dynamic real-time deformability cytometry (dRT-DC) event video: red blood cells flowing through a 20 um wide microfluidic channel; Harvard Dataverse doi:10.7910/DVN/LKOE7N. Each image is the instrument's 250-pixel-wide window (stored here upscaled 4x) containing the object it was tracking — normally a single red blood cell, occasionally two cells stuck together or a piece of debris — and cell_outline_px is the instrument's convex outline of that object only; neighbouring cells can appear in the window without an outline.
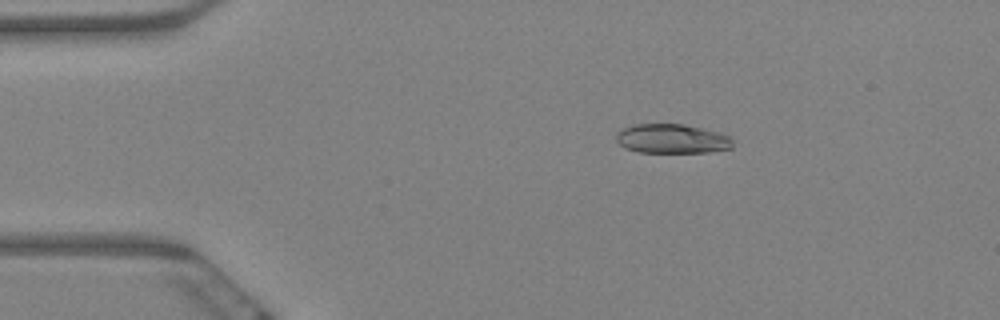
{"species": "Egyptian fruit bat (a non-hibernating species)", "species_latin": "Rousettus aegyptiacus", "temperature_condition": "warm", "stored_images_in_passage": 6, "camera_frame_rate_fps": 3000, "um_per_image_px": 0.085, "animal": {"sex": "female"}, "frame": {"image": 1, "passage_image": 4, "time_ms": 1.0, "image_size_px": [1000, 320], "cell_outline_px": [[732, 148], [708, 152], [640, 152], [624, 148], [616, 140], [616, 132], [632, 124], [684, 124], [720, 132], [728, 136], [732, 140]], "centroid_in_image_um": [57.1, 11.79], "position_along_channel_um": 27.9, "area_um2": 19.94}}